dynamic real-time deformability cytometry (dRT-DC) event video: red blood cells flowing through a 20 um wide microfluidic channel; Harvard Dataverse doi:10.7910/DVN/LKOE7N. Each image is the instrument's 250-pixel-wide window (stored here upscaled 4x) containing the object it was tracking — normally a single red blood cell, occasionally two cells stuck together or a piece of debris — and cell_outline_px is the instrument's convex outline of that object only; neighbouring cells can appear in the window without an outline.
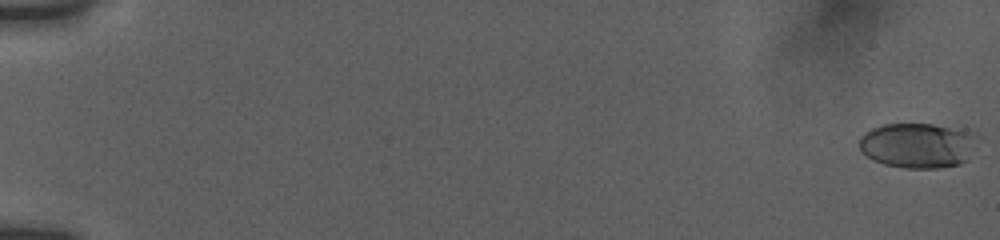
{"species": "human", "species_latin": "Homo sapiens", "temperature_condition": "room temperature", "stored_images_in_passage": 20, "camera_frame_rate_fps": 3000, "um_per_image_px": 0.085, "donor": {"sex": "female"}, "frame": {"image": 1, "passage_image": 1, "time_ms": 0.0, "image_size_px": [1000, 240], "cell_outline_px": [[976, 132], [968, 160], [960, 164], [940, 168], [904, 168], [884, 164], [872, 160], [860, 148], [860, 136], [864, 132], [872, 128], [884, 124], [932, 124], [964, 128]], "centroid_in_image_um": [78.01, 12.35], "position_along_channel_um": 7.0, "area_um2": 31.15}}
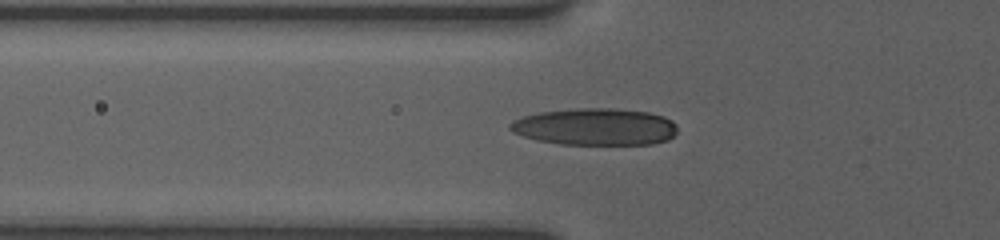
{"frame": {"image": 2, "passage_image": 18, "time_ms": 7.0, "image_size_px": [1000, 240], "cell_outline_px": [[676, 132], [668, 140], [652, 144], [560, 144], [536, 140], [512, 132], [508, 128], [508, 124], [512, 120], [524, 116], [540, 112], [576, 108], [616, 108], [648, 112], [664, 116], [672, 120], [676, 124]], "centroid_in_image_um": [50.58, 10.77], "position_along_channel_um": 75.2, "area_um2": 36.24}}
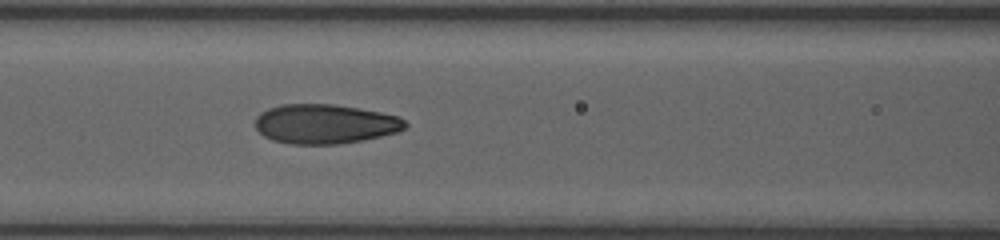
{"frame": {"image": 3, "passage_image": 20, "time_ms": 8.667, "image_size_px": [1000, 240], "cell_outline_px": [[408, 124], [404, 128], [396, 132], [364, 140], [340, 144], [292, 144], [272, 140], [264, 136], [256, 128], [256, 116], [260, 112], [268, 108], [280, 104], [332, 104], [360, 108], [380, 112], [396, 116], [404, 120]], "centroid_in_image_um": [27.6, 10.53], "position_along_channel_um": 139.0, "area_um2": 34.51}}